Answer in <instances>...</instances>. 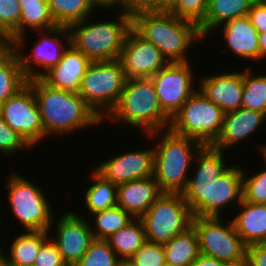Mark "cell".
Returning a JSON list of instances; mask_svg holds the SVG:
<instances>
[{
    "instance_id": "obj_1",
    "label": "cell",
    "mask_w": 266,
    "mask_h": 266,
    "mask_svg": "<svg viewBox=\"0 0 266 266\" xmlns=\"http://www.w3.org/2000/svg\"><path fill=\"white\" fill-rule=\"evenodd\" d=\"M224 151L203 146L195 155L193 175L182 192L193 217H221L222 211L243 199V174L240 166H227Z\"/></svg>"
},
{
    "instance_id": "obj_2",
    "label": "cell",
    "mask_w": 266,
    "mask_h": 266,
    "mask_svg": "<svg viewBox=\"0 0 266 266\" xmlns=\"http://www.w3.org/2000/svg\"><path fill=\"white\" fill-rule=\"evenodd\" d=\"M27 83L33 88L46 138L96 127L103 122L78 93L53 88L41 78Z\"/></svg>"
},
{
    "instance_id": "obj_3",
    "label": "cell",
    "mask_w": 266,
    "mask_h": 266,
    "mask_svg": "<svg viewBox=\"0 0 266 266\" xmlns=\"http://www.w3.org/2000/svg\"><path fill=\"white\" fill-rule=\"evenodd\" d=\"M132 28L154 44L168 63L190 62L189 47L203 40L199 27L164 11H131ZM192 46V47H191Z\"/></svg>"
},
{
    "instance_id": "obj_4",
    "label": "cell",
    "mask_w": 266,
    "mask_h": 266,
    "mask_svg": "<svg viewBox=\"0 0 266 266\" xmlns=\"http://www.w3.org/2000/svg\"><path fill=\"white\" fill-rule=\"evenodd\" d=\"M145 138L157 140L153 146V176L160 190L163 193H182L186 189L195 155L203 145L197 140L177 135L170 129L149 133Z\"/></svg>"
},
{
    "instance_id": "obj_5",
    "label": "cell",
    "mask_w": 266,
    "mask_h": 266,
    "mask_svg": "<svg viewBox=\"0 0 266 266\" xmlns=\"http://www.w3.org/2000/svg\"><path fill=\"white\" fill-rule=\"evenodd\" d=\"M105 119L142 129L144 136L167 130L171 123L160 106L151 78H126L117 104L102 121Z\"/></svg>"
},
{
    "instance_id": "obj_6",
    "label": "cell",
    "mask_w": 266,
    "mask_h": 266,
    "mask_svg": "<svg viewBox=\"0 0 266 266\" xmlns=\"http://www.w3.org/2000/svg\"><path fill=\"white\" fill-rule=\"evenodd\" d=\"M90 17L70 25L71 44L90 61L119 59L132 29L131 11L119 12L114 20L89 22Z\"/></svg>"
},
{
    "instance_id": "obj_7",
    "label": "cell",
    "mask_w": 266,
    "mask_h": 266,
    "mask_svg": "<svg viewBox=\"0 0 266 266\" xmlns=\"http://www.w3.org/2000/svg\"><path fill=\"white\" fill-rule=\"evenodd\" d=\"M225 112L197 89L171 118L169 129L203 146H212L219 137Z\"/></svg>"
},
{
    "instance_id": "obj_8",
    "label": "cell",
    "mask_w": 266,
    "mask_h": 266,
    "mask_svg": "<svg viewBox=\"0 0 266 266\" xmlns=\"http://www.w3.org/2000/svg\"><path fill=\"white\" fill-rule=\"evenodd\" d=\"M23 176L13 171L6 180L8 202L16 221L23 225L25 231L53 232L55 219L52 218L51 202L42 187Z\"/></svg>"
},
{
    "instance_id": "obj_9",
    "label": "cell",
    "mask_w": 266,
    "mask_h": 266,
    "mask_svg": "<svg viewBox=\"0 0 266 266\" xmlns=\"http://www.w3.org/2000/svg\"><path fill=\"white\" fill-rule=\"evenodd\" d=\"M126 77L119 59L91 62L78 94L102 120L117 104Z\"/></svg>"
},
{
    "instance_id": "obj_10",
    "label": "cell",
    "mask_w": 266,
    "mask_h": 266,
    "mask_svg": "<svg viewBox=\"0 0 266 266\" xmlns=\"http://www.w3.org/2000/svg\"><path fill=\"white\" fill-rule=\"evenodd\" d=\"M140 219L146 240L164 244L192 226L193 214L182 193H163Z\"/></svg>"
},
{
    "instance_id": "obj_11",
    "label": "cell",
    "mask_w": 266,
    "mask_h": 266,
    "mask_svg": "<svg viewBox=\"0 0 266 266\" xmlns=\"http://www.w3.org/2000/svg\"><path fill=\"white\" fill-rule=\"evenodd\" d=\"M221 217H193L199 241L200 254L216 258L222 262H236L246 257V245L237 234L232 220Z\"/></svg>"
},
{
    "instance_id": "obj_12",
    "label": "cell",
    "mask_w": 266,
    "mask_h": 266,
    "mask_svg": "<svg viewBox=\"0 0 266 266\" xmlns=\"http://www.w3.org/2000/svg\"><path fill=\"white\" fill-rule=\"evenodd\" d=\"M191 62L168 63L151 80L163 112L171 119L198 89ZM194 72V73H193ZM197 87V88H196Z\"/></svg>"
},
{
    "instance_id": "obj_13",
    "label": "cell",
    "mask_w": 266,
    "mask_h": 266,
    "mask_svg": "<svg viewBox=\"0 0 266 266\" xmlns=\"http://www.w3.org/2000/svg\"><path fill=\"white\" fill-rule=\"evenodd\" d=\"M0 116L32 147L46 139L34 91L28 83L14 96L0 104Z\"/></svg>"
},
{
    "instance_id": "obj_14",
    "label": "cell",
    "mask_w": 266,
    "mask_h": 266,
    "mask_svg": "<svg viewBox=\"0 0 266 266\" xmlns=\"http://www.w3.org/2000/svg\"><path fill=\"white\" fill-rule=\"evenodd\" d=\"M38 33H40V38L35 42L36 44L33 43L30 55L27 54L26 56V53L22 52L21 49H15L20 59L23 73L28 80L41 78L52 67L56 66L62 59L65 50L71 44L68 27L55 26L48 30L37 31Z\"/></svg>"
},
{
    "instance_id": "obj_15",
    "label": "cell",
    "mask_w": 266,
    "mask_h": 266,
    "mask_svg": "<svg viewBox=\"0 0 266 266\" xmlns=\"http://www.w3.org/2000/svg\"><path fill=\"white\" fill-rule=\"evenodd\" d=\"M62 215L54 227L55 232L49 236L57 245L64 262L68 266H74L81 260L94 237L85 216L74 211H67Z\"/></svg>"
},
{
    "instance_id": "obj_16",
    "label": "cell",
    "mask_w": 266,
    "mask_h": 266,
    "mask_svg": "<svg viewBox=\"0 0 266 266\" xmlns=\"http://www.w3.org/2000/svg\"><path fill=\"white\" fill-rule=\"evenodd\" d=\"M119 60L127 79L150 78L168 64L160 50L133 28L125 40Z\"/></svg>"
},
{
    "instance_id": "obj_17",
    "label": "cell",
    "mask_w": 266,
    "mask_h": 266,
    "mask_svg": "<svg viewBox=\"0 0 266 266\" xmlns=\"http://www.w3.org/2000/svg\"><path fill=\"white\" fill-rule=\"evenodd\" d=\"M114 157V158H113ZM103 163L96 164L95 170L114 185L154 175V148L120 153Z\"/></svg>"
},
{
    "instance_id": "obj_18",
    "label": "cell",
    "mask_w": 266,
    "mask_h": 266,
    "mask_svg": "<svg viewBox=\"0 0 266 266\" xmlns=\"http://www.w3.org/2000/svg\"><path fill=\"white\" fill-rule=\"evenodd\" d=\"M199 90L225 113L242 108L244 71H227L199 79Z\"/></svg>"
},
{
    "instance_id": "obj_19",
    "label": "cell",
    "mask_w": 266,
    "mask_h": 266,
    "mask_svg": "<svg viewBox=\"0 0 266 266\" xmlns=\"http://www.w3.org/2000/svg\"><path fill=\"white\" fill-rule=\"evenodd\" d=\"M265 120L266 114L244 107L225 113L222 131L212 147L224 152L234 149L255 134Z\"/></svg>"
},
{
    "instance_id": "obj_20",
    "label": "cell",
    "mask_w": 266,
    "mask_h": 266,
    "mask_svg": "<svg viewBox=\"0 0 266 266\" xmlns=\"http://www.w3.org/2000/svg\"><path fill=\"white\" fill-rule=\"evenodd\" d=\"M91 62L70 44L59 63L46 72L41 79L53 88L78 93L81 80Z\"/></svg>"
},
{
    "instance_id": "obj_21",
    "label": "cell",
    "mask_w": 266,
    "mask_h": 266,
    "mask_svg": "<svg viewBox=\"0 0 266 266\" xmlns=\"http://www.w3.org/2000/svg\"><path fill=\"white\" fill-rule=\"evenodd\" d=\"M154 176L133 180L117 187V205L133 218H141L162 195Z\"/></svg>"
},
{
    "instance_id": "obj_22",
    "label": "cell",
    "mask_w": 266,
    "mask_h": 266,
    "mask_svg": "<svg viewBox=\"0 0 266 266\" xmlns=\"http://www.w3.org/2000/svg\"><path fill=\"white\" fill-rule=\"evenodd\" d=\"M223 27L222 35L226 47H228L234 55L239 58H243L252 61L260 62V49L258 42V32L256 28L250 22L248 16L235 18L225 22L224 24L218 26Z\"/></svg>"
},
{
    "instance_id": "obj_23",
    "label": "cell",
    "mask_w": 266,
    "mask_h": 266,
    "mask_svg": "<svg viewBox=\"0 0 266 266\" xmlns=\"http://www.w3.org/2000/svg\"><path fill=\"white\" fill-rule=\"evenodd\" d=\"M238 214L232 217L237 234L246 246L266 243V204L242 199Z\"/></svg>"
},
{
    "instance_id": "obj_24",
    "label": "cell",
    "mask_w": 266,
    "mask_h": 266,
    "mask_svg": "<svg viewBox=\"0 0 266 266\" xmlns=\"http://www.w3.org/2000/svg\"><path fill=\"white\" fill-rule=\"evenodd\" d=\"M27 81L15 49L0 43V104L14 96Z\"/></svg>"
},
{
    "instance_id": "obj_25",
    "label": "cell",
    "mask_w": 266,
    "mask_h": 266,
    "mask_svg": "<svg viewBox=\"0 0 266 266\" xmlns=\"http://www.w3.org/2000/svg\"><path fill=\"white\" fill-rule=\"evenodd\" d=\"M256 0H208L204 21L198 26L202 37H207L227 21L248 16ZM212 31V32H211ZM207 35V36H206Z\"/></svg>"
},
{
    "instance_id": "obj_26",
    "label": "cell",
    "mask_w": 266,
    "mask_h": 266,
    "mask_svg": "<svg viewBox=\"0 0 266 266\" xmlns=\"http://www.w3.org/2000/svg\"><path fill=\"white\" fill-rule=\"evenodd\" d=\"M50 232L24 231L14 238L5 253V266H32L41 246L50 238ZM7 254V255H6Z\"/></svg>"
},
{
    "instance_id": "obj_27",
    "label": "cell",
    "mask_w": 266,
    "mask_h": 266,
    "mask_svg": "<svg viewBox=\"0 0 266 266\" xmlns=\"http://www.w3.org/2000/svg\"><path fill=\"white\" fill-rule=\"evenodd\" d=\"M166 262L173 266H190L200 255L199 241L193 226L163 244Z\"/></svg>"
},
{
    "instance_id": "obj_28",
    "label": "cell",
    "mask_w": 266,
    "mask_h": 266,
    "mask_svg": "<svg viewBox=\"0 0 266 266\" xmlns=\"http://www.w3.org/2000/svg\"><path fill=\"white\" fill-rule=\"evenodd\" d=\"M119 259L131 258L147 241L140 218H134L128 225L106 239Z\"/></svg>"
},
{
    "instance_id": "obj_29",
    "label": "cell",
    "mask_w": 266,
    "mask_h": 266,
    "mask_svg": "<svg viewBox=\"0 0 266 266\" xmlns=\"http://www.w3.org/2000/svg\"><path fill=\"white\" fill-rule=\"evenodd\" d=\"M90 179L92 184L84 195V205L89 212L88 214L117 206L118 186L106 180L95 169L90 172Z\"/></svg>"
},
{
    "instance_id": "obj_30",
    "label": "cell",
    "mask_w": 266,
    "mask_h": 266,
    "mask_svg": "<svg viewBox=\"0 0 266 266\" xmlns=\"http://www.w3.org/2000/svg\"><path fill=\"white\" fill-rule=\"evenodd\" d=\"M20 22H19V37L11 44L14 49H25L26 43L25 36L26 29L28 32L32 30L34 33L40 30H48L54 28L56 25L54 19L51 16L49 5H32V6H20Z\"/></svg>"
},
{
    "instance_id": "obj_31",
    "label": "cell",
    "mask_w": 266,
    "mask_h": 266,
    "mask_svg": "<svg viewBox=\"0 0 266 266\" xmlns=\"http://www.w3.org/2000/svg\"><path fill=\"white\" fill-rule=\"evenodd\" d=\"M48 5L57 26L69 27L95 12L89 0H48Z\"/></svg>"
},
{
    "instance_id": "obj_32",
    "label": "cell",
    "mask_w": 266,
    "mask_h": 266,
    "mask_svg": "<svg viewBox=\"0 0 266 266\" xmlns=\"http://www.w3.org/2000/svg\"><path fill=\"white\" fill-rule=\"evenodd\" d=\"M90 215L94 218L89 220V224H95L94 226L90 225L93 237L99 240L108 239L113 233L125 227L134 219L118 205ZM90 221L94 223H90Z\"/></svg>"
},
{
    "instance_id": "obj_33",
    "label": "cell",
    "mask_w": 266,
    "mask_h": 266,
    "mask_svg": "<svg viewBox=\"0 0 266 266\" xmlns=\"http://www.w3.org/2000/svg\"><path fill=\"white\" fill-rule=\"evenodd\" d=\"M242 107L266 114V74L254 75L252 69H244Z\"/></svg>"
},
{
    "instance_id": "obj_34",
    "label": "cell",
    "mask_w": 266,
    "mask_h": 266,
    "mask_svg": "<svg viewBox=\"0 0 266 266\" xmlns=\"http://www.w3.org/2000/svg\"><path fill=\"white\" fill-rule=\"evenodd\" d=\"M20 14L18 0H0V43L11 45L19 37Z\"/></svg>"
},
{
    "instance_id": "obj_35",
    "label": "cell",
    "mask_w": 266,
    "mask_h": 266,
    "mask_svg": "<svg viewBox=\"0 0 266 266\" xmlns=\"http://www.w3.org/2000/svg\"><path fill=\"white\" fill-rule=\"evenodd\" d=\"M118 259L106 240L94 239L74 266H116Z\"/></svg>"
},
{
    "instance_id": "obj_36",
    "label": "cell",
    "mask_w": 266,
    "mask_h": 266,
    "mask_svg": "<svg viewBox=\"0 0 266 266\" xmlns=\"http://www.w3.org/2000/svg\"><path fill=\"white\" fill-rule=\"evenodd\" d=\"M208 0H174L169 13L199 26L205 19Z\"/></svg>"
},
{
    "instance_id": "obj_37",
    "label": "cell",
    "mask_w": 266,
    "mask_h": 266,
    "mask_svg": "<svg viewBox=\"0 0 266 266\" xmlns=\"http://www.w3.org/2000/svg\"><path fill=\"white\" fill-rule=\"evenodd\" d=\"M265 169L248 176L243 174V200L251 203L266 204V163ZM247 175V177H246Z\"/></svg>"
},
{
    "instance_id": "obj_38",
    "label": "cell",
    "mask_w": 266,
    "mask_h": 266,
    "mask_svg": "<svg viewBox=\"0 0 266 266\" xmlns=\"http://www.w3.org/2000/svg\"><path fill=\"white\" fill-rule=\"evenodd\" d=\"M32 146L18 132L12 130L0 116V153L6 157L14 155L23 149H32Z\"/></svg>"
},
{
    "instance_id": "obj_39",
    "label": "cell",
    "mask_w": 266,
    "mask_h": 266,
    "mask_svg": "<svg viewBox=\"0 0 266 266\" xmlns=\"http://www.w3.org/2000/svg\"><path fill=\"white\" fill-rule=\"evenodd\" d=\"M130 259L136 266H161L166 262L163 244L146 241Z\"/></svg>"
},
{
    "instance_id": "obj_40",
    "label": "cell",
    "mask_w": 266,
    "mask_h": 266,
    "mask_svg": "<svg viewBox=\"0 0 266 266\" xmlns=\"http://www.w3.org/2000/svg\"><path fill=\"white\" fill-rule=\"evenodd\" d=\"M34 266H68L60 254L57 245L49 238L40 248L34 260Z\"/></svg>"
},
{
    "instance_id": "obj_41",
    "label": "cell",
    "mask_w": 266,
    "mask_h": 266,
    "mask_svg": "<svg viewBox=\"0 0 266 266\" xmlns=\"http://www.w3.org/2000/svg\"><path fill=\"white\" fill-rule=\"evenodd\" d=\"M174 0H130V11H164L168 12Z\"/></svg>"
},
{
    "instance_id": "obj_42",
    "label": "cell",
    "mask_w": 266,
    "mask_h": 266,
    "mask_svg": "<svg viewBox=\"0 0 266 266\" xmlns=\"http://www.w3.org/2000/svg\"><path fill=\"white\" fill-rule=\"evenodd\" d=\"M248 17L258 33L266 32V0H256L248 12Z\"/></svg>"
},
{
    "instance_id": "obj_43",
    "label": "cell",
    "mask_w": 266,
    "mask_h": 266,
    "mask_svg": "<svg viewBox=\"0 0 266 266\" xmlns=\"http://www.w3.org/2000/svg\"><path fill=\"white\" fill-rule=\"evenodd\" d=\"M246 257L249 266H266V243L247 246Z\"/></svg>"
},
{
    "instance_id": "obj_44",
    "label": "cell",
    "mask_w": 266,
    "mask_h": 266,
    "mask_svg": "<svg viewBox=\"0 0 266 266\" xmlns=\"http://www.w3.org/2000/svg\"><path fill=\"white\" fill-rule=\"evenodd\" d=\"M91 3L92 8L96 11L97 8L99 10H109L115 9V6L122 8L121 12L123 11H130V0H89Z\"/></svg>"
},
{
    "instance_id": "obj_45",
    "label": "cell",
    "mask_w": 266,
    "mask_h": 266,
    "mask_svg": "<svg viewBox=\"0 0 266 266\" xmlns=\"http://www.w3.org/2000/svg\"><path fill=\"white\" fill-rule=\"evenodd\" d=\"M190 266H225V262H222L210 256L200 254L199 257Z\"/></svg>"
},
{
    "instance_id": "obj_46",
    "label": "cell",
    "mask_w": 266,
    "mask_h": 266,
    "mask_svg": "<svg viewBox=\"0 0 266 266\" xmlns=\"http://www.w3.org/2000/svg\"><path fill=\"white\" fill-rule=\"evenodd\" d=\"M258 42L260 49V61L266 58V32L258 33Z\"/></svg>"
},
{
    "instance_id": "obj_47",
    "label": "cell",
    "mask_w": 266,
    "mask_h": 266,
    "mask_svg": "<svg viewBox=\"0 0 266 266\" xmlns=\"http://www.w3.org/2000/svg\"><path fill=\"white\" fill-rule=\"evenodd\" d=\"M20 6L48 5V0H18Z\"/></svg>"
},
{
    "instance_id": "obj_48",
    "label": "cell",
    "mask_w": 266,
    "mask_h": 266,
    "mask_svg": "<svg viewBox=\"0 0 266 266\" xmlns=\"http://www.w3.org/2000/svg\"><path fill=\"white\" fill-rule=\"evenodd\" d=\"M225 266H249V262L247 257H245L242 260L236 262L225 263Z\"/></svg>"
},
{
    "instance_id": "obj_49",
    "label": "cell",
    "mask_w": 266,
    "mask_h": 266,
    "mask_svg": "<svg viewBox=\"0 0 266 266\" xmlns=\"http://www.w3.org/2000/svg\"><path fill=\"white\" fill-rule=\"evenodd\" d=\"M116 266H136V264L130 259H118Z\"/></svg>"
},
{
    "instance_id": "obj_50",
    "label": "cell",
    "mask_w": 266,
    "mask_h": 266,
    "mask_svg": "<svg viewBox=\"0 0 266 266\" xmlns=\"http://www.w3.org/2000/svg\"><path fill=\"white\" fill-rule=\"evenodd\" d=\"M3 249L2 247L0 248V266H5V251Z\"/></svg>"
},
{
    "instance_id": "obj_51",
    "label": "cell",
    "mask_w": 266,
    "mask_h": 266,
    "mask_svg": "<svg viewBox=\"0 0 266 266\" xmlns=\"http://www.w3.org/2000/svg\"><path fill=\"white\" fill-rule=\"evenodd\" d=\"M260 149H261L260 152H261V154L263 156L262 159H264V163H266V144L264 146H262V144H261Z\"/></svg>"
},
{
    "instance_id": "obj_52",
    "label": "cell",
    "mask_w": 266,
    "mask_h": 266,
    "mask_svg": "<svg viewBox=\"0 0 266 266\" xmlns=\"http://www.w3.org/2000/svg\"><path fill=\"white\" fill-rule=\"evenodd\" d=\"M161 266H173L170 263L164 262Z\"/></svg>"
}]
</instances>
